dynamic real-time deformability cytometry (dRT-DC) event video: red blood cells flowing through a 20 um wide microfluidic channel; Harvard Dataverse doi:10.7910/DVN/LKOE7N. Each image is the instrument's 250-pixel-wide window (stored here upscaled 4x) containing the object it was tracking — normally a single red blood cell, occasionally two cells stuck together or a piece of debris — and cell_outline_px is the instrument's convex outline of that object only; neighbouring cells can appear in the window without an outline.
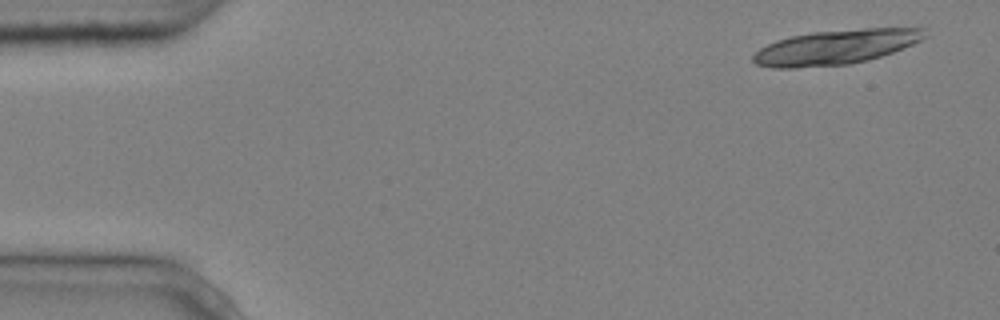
{"species": "common noctule bat (a hibernating species)", "species_latin": "Nyctalus noctula", "temperature_condition": "cold", "stored_images_in_passage": 5, "camera_frame_rate_fps": 3000, "um_per_image_px": 0.085, "animal": {"sex": "male", "body_mass_g": 20.4}, "frame": {"image": 1, "passage_image": 1, "time_ms": 0.0, "image_size_px": [1000, 320], "cell_outline_px": [[928, 36], [912, 44], [892, 52], [868, 60], [848, 64], [796, 68], [772, 68], [756, 64], [752, 60], [752, 56], [760, 48], [776, 40], [792, 36], [812, 32], [864, 28], [924, 28]], "centroid_in_image_um": [71.02, 4.0], "position_along_channel_um": 14.0, "area_um2": 34.51}}